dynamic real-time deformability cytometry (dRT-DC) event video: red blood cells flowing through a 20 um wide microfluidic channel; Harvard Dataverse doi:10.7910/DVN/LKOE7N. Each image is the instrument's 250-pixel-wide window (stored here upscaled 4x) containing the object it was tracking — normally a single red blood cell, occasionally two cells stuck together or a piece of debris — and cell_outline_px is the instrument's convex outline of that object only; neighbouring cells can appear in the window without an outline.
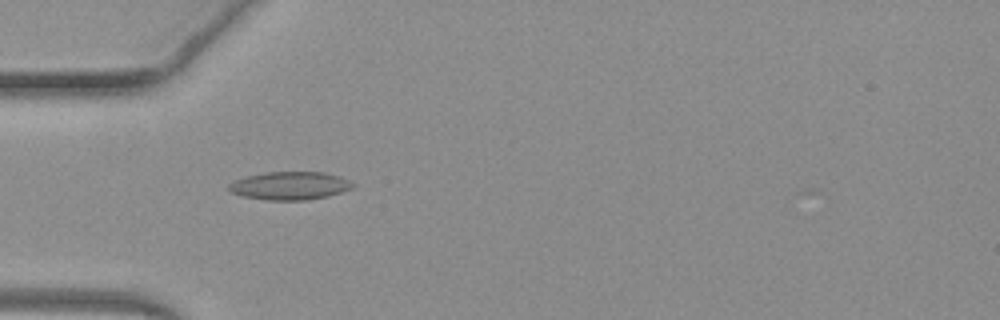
{"species": "common noctule bat (a hibernating species)", "species_latin": "Nyctalus noctula", "temperature_condition": "warm", "stored_images_in_passage": 38, "camera_frame_rate_fps": 3000, "um_per_image_px": 0.085, "animal": {"sex": "female", "body_mass_g": 19.3, "forearm_length_mm": 54.1}, "frame": {"image": 1, "passage_image": 3, "time_ms": 0.667, "image_size_px": [1000, 320], "cell_outline_px": [[356, 184], [352, 188], [328, 196], [308, 200], [268, 200], [244, 196], [232, 192], [228, 188], [228, 184], [236, 180], [248, 176], [264, 172], [324, 172], [340, 176]], "centroid_in_image_um": [24.67, 15.78], "position_along_channel_um": 60.3, "area_um2": 20.17}}
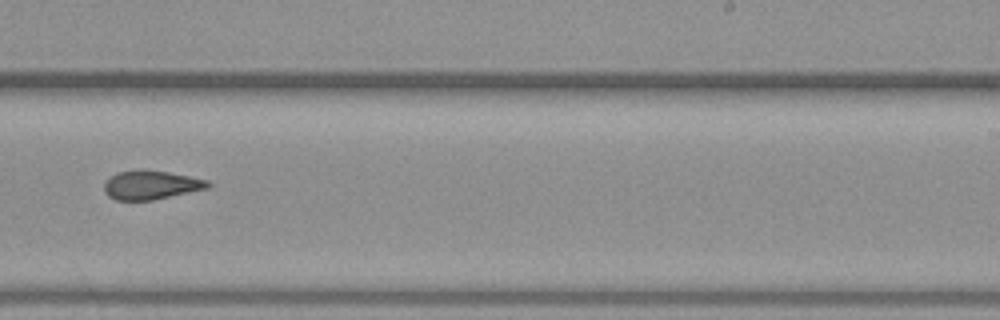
{"frame": {"image": 2, "passage_image": 19, "time_ms": 6.0, "image_size_px": [1000, 320], "cell_outline_px": [[212, 184], [208, 188], [152, 200], [116, 200], [108, 196], [104, 192], [104, 184], [108, 176], [116, 172], [168, 172], [208, 180]], "centroid_in_image_um": [12.82, 15.75], "position_along_channel_um": 276.2, "area_um2": 16.94}}
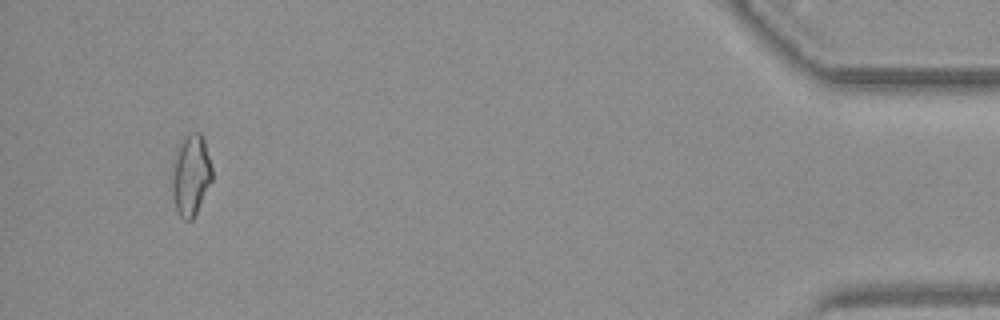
{"frame": {"image": 3, "passage_image": 35, "time_ms": 11.333, "image_size_px": [1000, 320], "cell_outline_px": [[212, 180], [192, 220], [184, 220], [176, 212], [168, 188], [176, 156], [180, 144], [188, 136], [196, 132], [200, 132], [204, 140], [212, 168]], "centroid_in_image_um": [16.18, 14.97], "position_along_channel_um": 419.0, "area_um2": 18.9}, "authors_computed_cell_mechanics": {"area_um2": 17.8602, "velocity_mm_per_s": 4.1083, "shape_relaxation_time_tau1_ms": null, "shape_relaxation_time_tau2_ms": 2.3851, "deformation_change_tau1": null, "deformation_change_tau2": 0.1025}}